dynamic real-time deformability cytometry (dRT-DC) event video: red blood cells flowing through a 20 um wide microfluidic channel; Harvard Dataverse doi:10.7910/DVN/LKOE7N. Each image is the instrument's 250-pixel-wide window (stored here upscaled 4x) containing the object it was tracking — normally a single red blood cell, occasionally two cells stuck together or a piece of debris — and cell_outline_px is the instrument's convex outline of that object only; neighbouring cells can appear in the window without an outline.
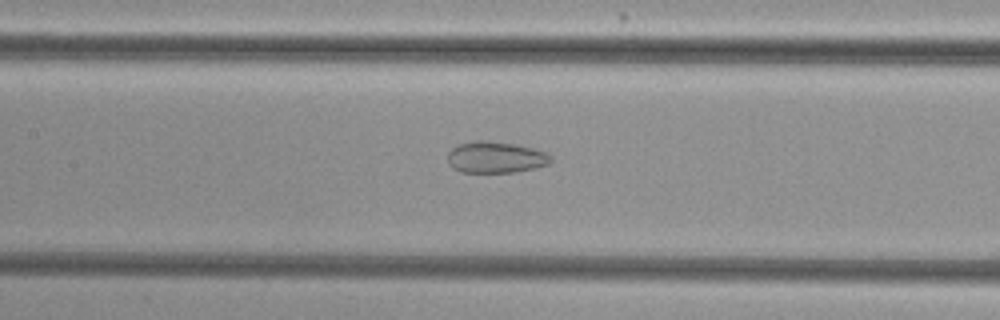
{"species": "common noctule bat (a hibernating species)", "species_latin": "Nyctalus noctula", "temperature_condition": "cold", "stored_images_in_passage": 42, "camera_frame_rate_fps": 3000, "um_per_image_px": 0.085, "animal": {"sex": "female", "body_mass_g": 29.2, "forearm_length_mm": 56.3}, "frame": {"image": 1, "passage_image": 20, "time_ms": 6.333, "image_size_px": [1000, 320], "cell_outline_px": [[552, 160], [548, 164], [516, 172], [460, 172], [452, 168], [448, 164], [448, 152], [452, 148], [460, 144], [476, 140], [484, 140], [516, 144], [548, 152], [552, 156]], "centroid_in_image_um": [42.12, 13.37], "position_along_channel_um": 165.3, "area_um2": 18.96}}
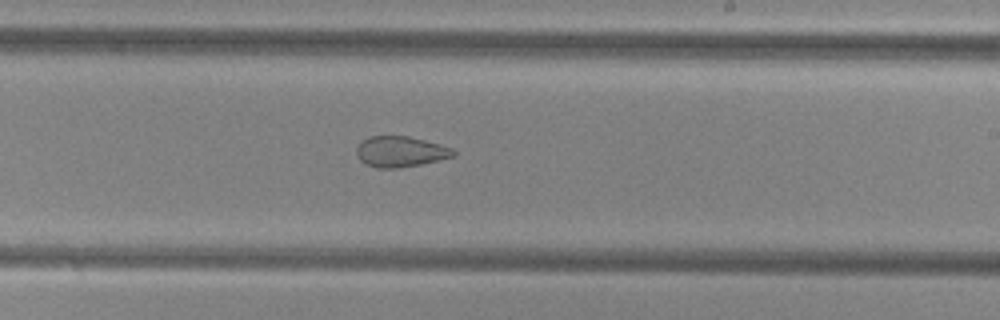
{"frame": {"image": 2, "passage_image": 27, "time_ms": 8.667, "image_size_px": [1000, 320], "cell_outline_px": [[456, 156], [420, 164], [400, 168], [376, 168], [364, 164], [356, 156], [356, 148], [360, 140], [368, 136], [408, 136], [424, 140], [452, 148], [456, 152]], "centroid_in_image_um": [33.98, 12.89], "position_along_channel_um": 255.0, "area_um2": 17.51}}
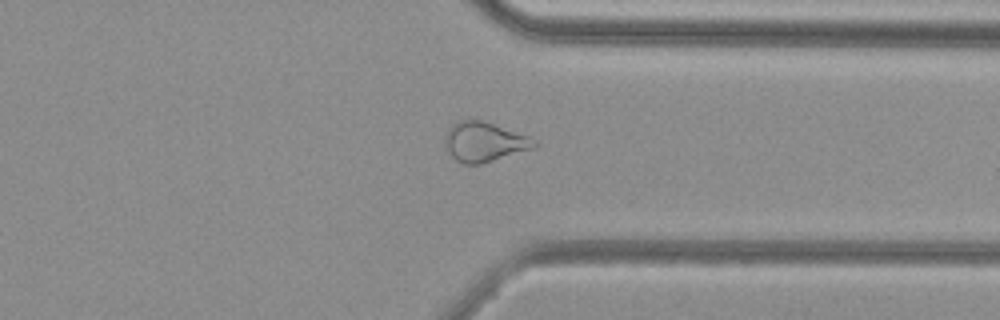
{"frame": {"image": 3, "passage_image": 36, "time_ms": 11.667, "image_size_px": [1000, 320], "cell_outline_px": [[540, 144], [536, 148], [480, 164], [464, 164], [456, 160], [448, 152], [444, 144], [444, 136], [448, 128], [456, 120], [480, 120], [528, 136], [536, 140]], "centroid_in_image_um": [41.15, 12.07], "position_along_channel_um": 370.2, "area_um2": 20.69}, "authors_computed_cell_mechanics": {"area_um2": 21.5305, "velocity_mm_per_s": 3.8543, "shape_relaxation_time_tau1_ms": null, "shape_relaxation_time_tau2_ms": 2.8349, "deformation_change_tau1": null, "deformation_change_tau2": 0.0983}}